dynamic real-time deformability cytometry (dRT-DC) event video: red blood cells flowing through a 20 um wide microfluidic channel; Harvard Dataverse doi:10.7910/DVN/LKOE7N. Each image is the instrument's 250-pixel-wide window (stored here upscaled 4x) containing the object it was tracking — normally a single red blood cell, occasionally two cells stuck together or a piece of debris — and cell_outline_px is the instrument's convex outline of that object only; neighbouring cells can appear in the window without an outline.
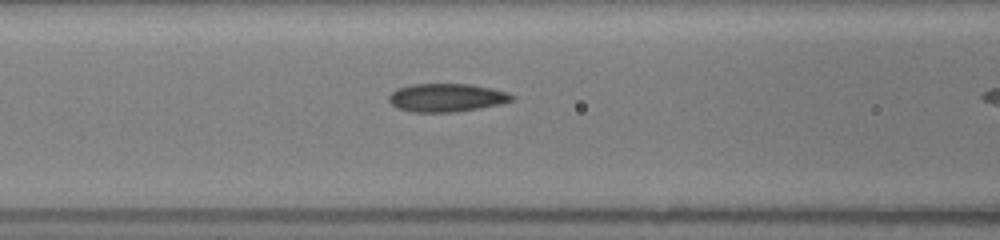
{"species": "common noctule bat (a hibernating species)", "species_latin": "Nyctalus noctula", "temperature_condition": "room temperature", "stored_images_in_passage": 11, "camera_frame_rate_fps": 3000, "um_per_image_px": 0.085, "animal": {"sex": "female", "body_mass_g": 19.5, "forearm_length_mm": 54.1}, "frame": {"image": 1, "passage_image": 10, "time_ms": 3.0, "image_size_px": [1000, 240], "cell_outline_px": [[516, 96], [512, 100], [500, 104], [480, 108], [456, 112], [412, 112], [396, 108], [388, 100], [388, 96], [396, 88], [412, 84], [472, 84], [492, 88], [508, 92]], "centroid_in_image_um": [37.95, 8.3], "position_along_channel_um": 128.6, "area_um2": 20.46}}